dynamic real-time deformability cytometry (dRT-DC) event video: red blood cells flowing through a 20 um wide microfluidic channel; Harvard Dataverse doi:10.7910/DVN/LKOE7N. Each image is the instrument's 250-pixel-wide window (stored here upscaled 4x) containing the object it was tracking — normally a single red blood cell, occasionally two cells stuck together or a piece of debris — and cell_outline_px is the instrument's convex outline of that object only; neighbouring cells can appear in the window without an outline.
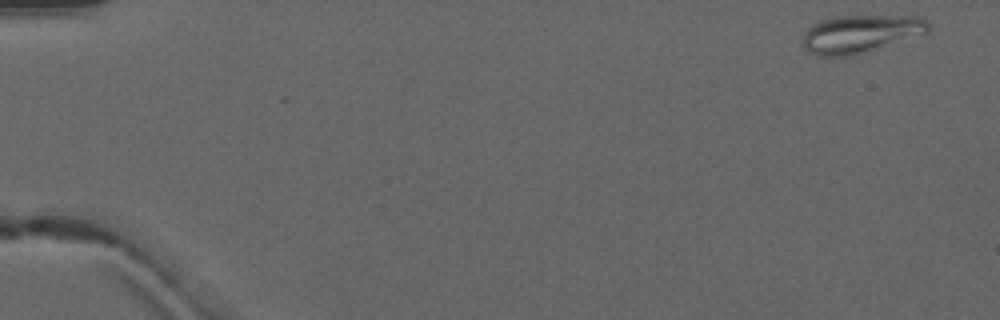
{"species": "common noctule bat (a hibernating species)", "species_latin": "Nyctalus noctula", "temperature_condition": "warm", "stored_images_in_passage": 3, "camera_frame_rate_fps": 3000, "um_per_image_px": 0.085, "animal": {"sex": "male", "forearm_length_mm": 52.5}, "frame": {"image": 1, "passage_image": 1, "time_ms": 0.0, "image_size_px": [1000, 320], "cell_outline_px": [[928, 32], [852, 56], [816, 56], [808, 52], [804, 48], [804, 32], [812, 24], [820, 20], [836, 16], [916, 16], [924, 20], [928, 24]], "centroid_in_image_um": [73.07, 2.88], "position_along_channel_um": 11.9, "area_um2": 27.4}}